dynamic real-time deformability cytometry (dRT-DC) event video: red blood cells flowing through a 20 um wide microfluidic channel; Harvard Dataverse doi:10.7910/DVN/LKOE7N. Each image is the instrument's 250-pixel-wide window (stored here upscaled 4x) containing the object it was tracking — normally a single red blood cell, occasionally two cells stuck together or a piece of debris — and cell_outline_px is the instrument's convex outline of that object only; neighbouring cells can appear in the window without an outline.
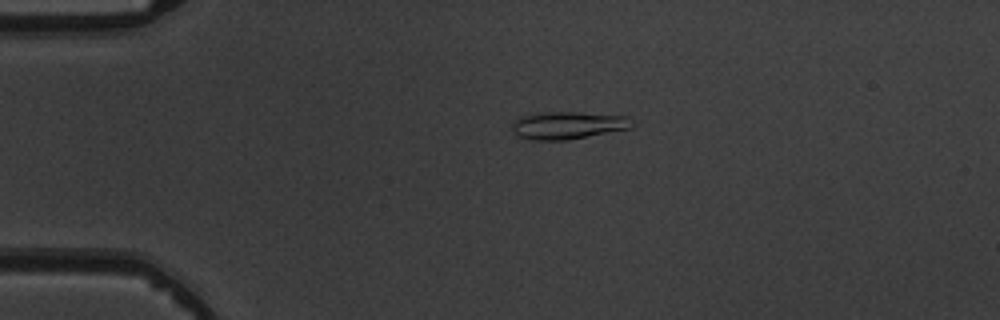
{"species": "common noctule bat (a hibernating species)", "species_latin": "Nyctalus noctula", "temperature_condition": "warm", "stored_images_in_passage": 2, "camera_frame_rate_fps": 3000, "um_per_image_px": 0.085, "animal": {"sex": "male", "body_mass_g": 19.5, "forearm_length_mm": 54.6}, "frame": {"image": 1, "passage_image": 1, "time_ms": 0.0, "image_size_px": [1000, 320], "cell_outline_px": [[636, 124], [632, 128], [568, 140], [532, 140], [516, 136], [512, 132], [512, 124], [520, 116], [548, 112], [576, 112], [628, 116]], "centroid_in_image_um": [48.3, 10.66], "position_along_channel_um": 36.7, "area_um2": 19.42}}